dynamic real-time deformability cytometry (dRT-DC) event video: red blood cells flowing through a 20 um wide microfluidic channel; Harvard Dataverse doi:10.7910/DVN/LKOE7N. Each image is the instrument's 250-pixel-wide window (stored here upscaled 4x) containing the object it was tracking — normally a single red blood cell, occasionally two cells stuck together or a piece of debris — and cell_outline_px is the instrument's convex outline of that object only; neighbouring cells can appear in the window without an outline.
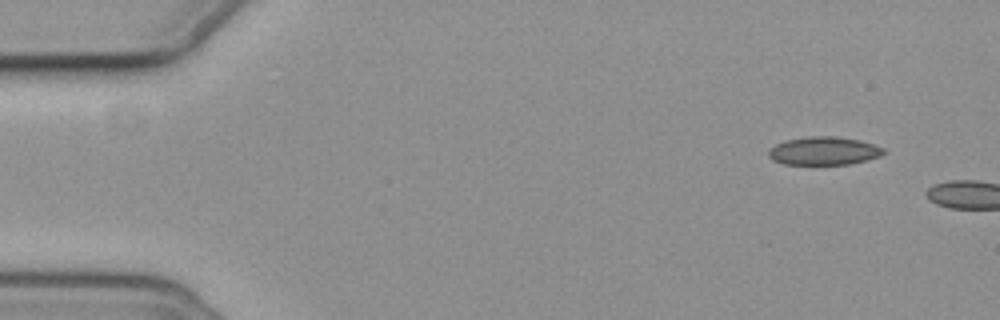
{"species": "common noctule bat (a hibernating species)", "species_latin": "Nyctalus noctula", "temperature_condition": "cold", "stored_images_in_passage": 4, "camera_frame_rate_fps": 3000, "um_per_image_px": 0.085, "animal": {"sex": "female", "body_mass_g": 19.3, "forearm_length_mm": 54.1}, "frame": {"image": 1, "passage_image": 1, "time_ms": 0.0, "image_size_px": [1000, 320], "cell_outline_px": [[888, 152], [880, 156], [868, 160], [852, 164], [784, 164], [772, 160], [768, 156], [768, 152], [776, 144], [784, 140], [808, 136], [836, 136], [860, 140], [884, 148]], "centroid_in_image_um": [70.06, 12.82], "position_along_channel_um": 14.9, "area_um2": 19.07}}